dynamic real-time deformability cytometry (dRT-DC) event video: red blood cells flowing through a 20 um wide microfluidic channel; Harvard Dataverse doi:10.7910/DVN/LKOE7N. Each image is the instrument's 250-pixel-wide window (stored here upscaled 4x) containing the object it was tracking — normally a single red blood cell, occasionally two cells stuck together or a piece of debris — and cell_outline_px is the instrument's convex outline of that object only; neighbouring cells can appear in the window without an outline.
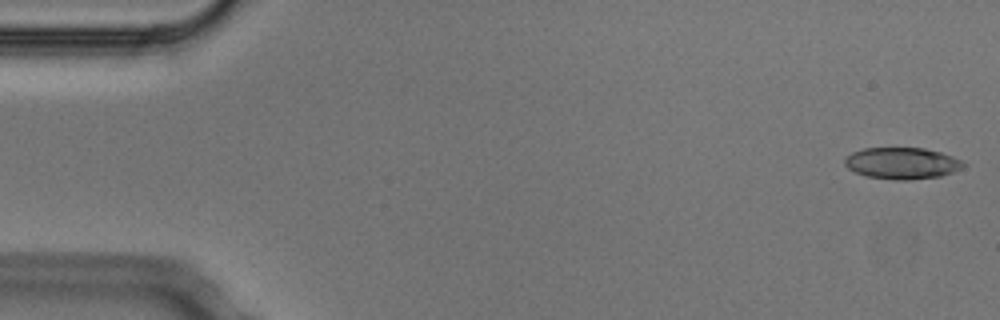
{"species": "Egyptian fruit bat (a non-hibernating species)", "species_latin": "Rousettus aegyptiacus", "temperature_condition": "cold", "stored_images_in_passage": 8, "camera_frame_rate_fps": 3000, "um_per_image_px": 0.085, "animal": {"sex": "male"}, "frame": {"image": 1, "passage_image": 1, "time_ms": 0.0, "image_size_px": [1000, 320], "cell_outline_px": [[968, 164], [952, 172], [940, 176], [908, 180], [896, 180], [868, 176], [856, 172], [848, 168], [844, 164], [844, 160], [852, 152], [864, 148], [924, 148], [940, 152], [952, 156]], "centroid_in_image_um": [76.67, 13.87], "position_along_channel_um": 8.3, "area_um2": 21.62}}
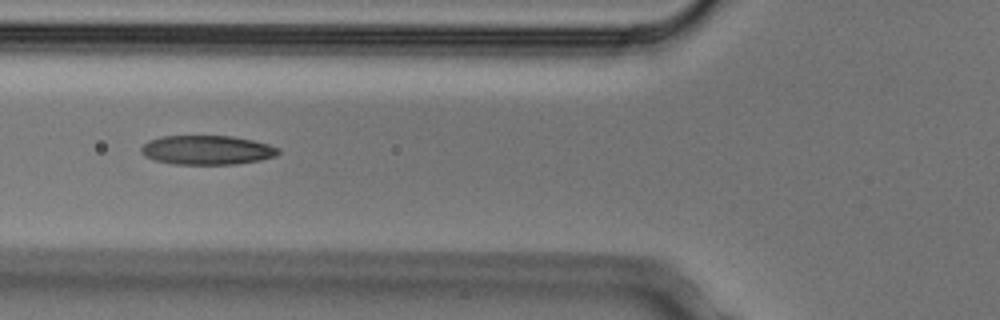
{"frame": {"image": 2, "passage_image": 6, "time_ms": 1.667, "image_size_px": [1000, 320], "cell_outline_px": [[280, 152], [276, 156], [260, 160], [236, 164], [172, 164], [156, 160], [144, 156], [140, 152], [140, 148], [148, 140], [164, 136], [232, 136], [252, 140], [268, 144], [280, 148]], "centroid_in_image_um": [17.6, 12.75], "position_along_channel_um": 108.2, "area_um2": 23.41}}
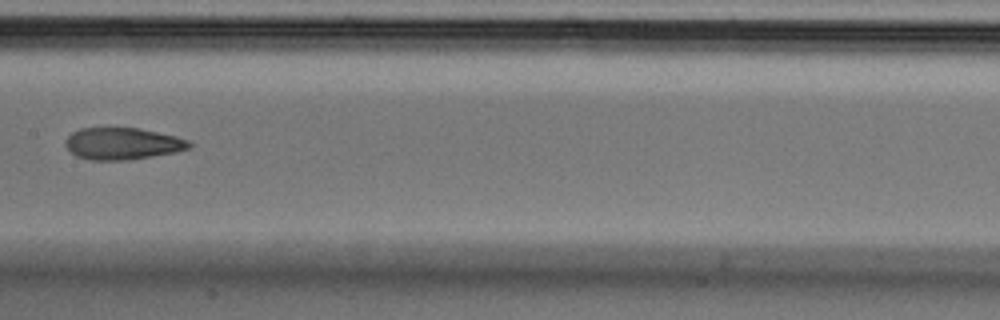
{"frame": {"image": 3, "passage_image": 8, "time_ms": 2.333, "image_size_px": [1000, 320], "cell_outline_px": [[192, 148], [152, 156], [128, 160], [88, 160], [76, 156], [64, 144], [64, 140], [72, 132], [80, 128], [140, 128], [176, 136], [188, 140], [192, 144]], "centroid_in_image_um": [10.4, 12.2], "position_along_channel_um": 197.0, "area_um2": 23.0}}